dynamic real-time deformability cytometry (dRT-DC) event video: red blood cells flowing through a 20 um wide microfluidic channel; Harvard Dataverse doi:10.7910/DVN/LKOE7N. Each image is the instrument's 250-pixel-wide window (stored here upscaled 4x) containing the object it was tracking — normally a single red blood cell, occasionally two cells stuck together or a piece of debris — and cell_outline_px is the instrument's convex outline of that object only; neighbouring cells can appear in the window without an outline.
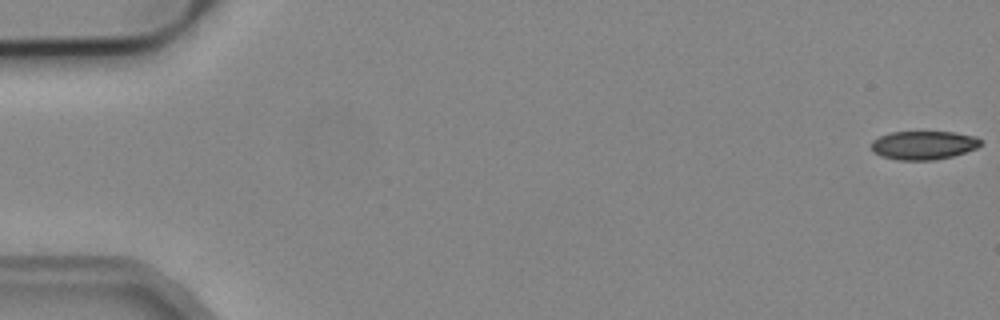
{"species": "common noctule bat (a hibernating species)", "species_latin": "Nyctalus noctula", "temperature_condition": "cold", "stored_images_in_passage": 3, "camera_frame_rate_fps": 3000, "um_per_image_px": 0.085, "animal": {"sex": "male", "body_mass_g": 19.2, "forearm_length_mm": 51.8}, "frame": {"image": 1, "passage_image": 1, "time_ms": 0.0, "image_size_px": [1000, 320], "cell_outline_px": [[984, 140], [976, 148], [952, 156], [932, 160], [900, 160], [884, 156], [876, 152], [872, 148], [872, 140], [880, 136], [892, 132], [952, 132], [976, 136]], "centroid_in_image_um": [78.54, 12.33], "position_along_channel_um": 6.5, "area_um2": 17.98}}